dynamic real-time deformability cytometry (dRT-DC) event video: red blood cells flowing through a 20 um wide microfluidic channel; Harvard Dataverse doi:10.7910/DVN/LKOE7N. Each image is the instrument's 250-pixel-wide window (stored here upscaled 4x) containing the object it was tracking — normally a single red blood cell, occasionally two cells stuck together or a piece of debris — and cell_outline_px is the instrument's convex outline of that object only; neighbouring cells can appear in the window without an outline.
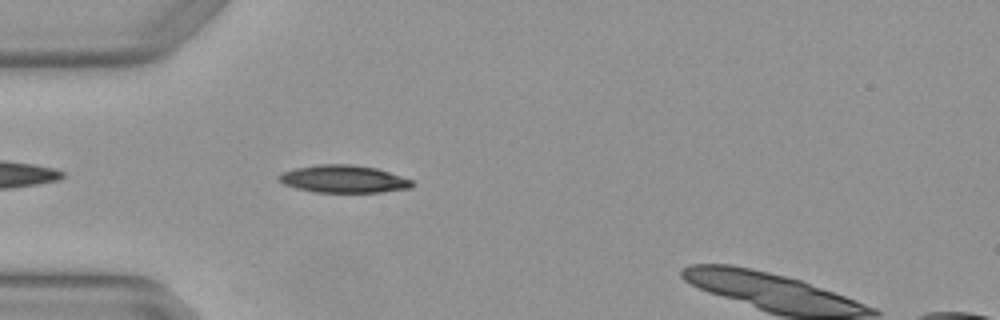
{"species": "Egyptian fruit bat (a non-hibernating species)", "species_latin": "Rousettus aegyptiacus", "temperature_condition": "warm", "stored_images_in_passage": 2, "camera_frame_rate_fps": 3000, "um_per_image_px": 0.085, "animal": {"sex": "female"}, "frame": {"image": 1, "passage_image": 1, "time_ms": 0.0, "image_size_px": [1000, 320], "cell_outline_px": [[412, 188], [380, 192], [312, 192], [296, 188], [284, 184], [276, 180], [276, 176], [280, 172], [296, 168], [320, 164], [352, 164], [376, 168], [412, 180]], "centroid_in_image_um": [29.14, 15.21], "position_along_channel_um": 55.9, "area_um2": 21.44}}